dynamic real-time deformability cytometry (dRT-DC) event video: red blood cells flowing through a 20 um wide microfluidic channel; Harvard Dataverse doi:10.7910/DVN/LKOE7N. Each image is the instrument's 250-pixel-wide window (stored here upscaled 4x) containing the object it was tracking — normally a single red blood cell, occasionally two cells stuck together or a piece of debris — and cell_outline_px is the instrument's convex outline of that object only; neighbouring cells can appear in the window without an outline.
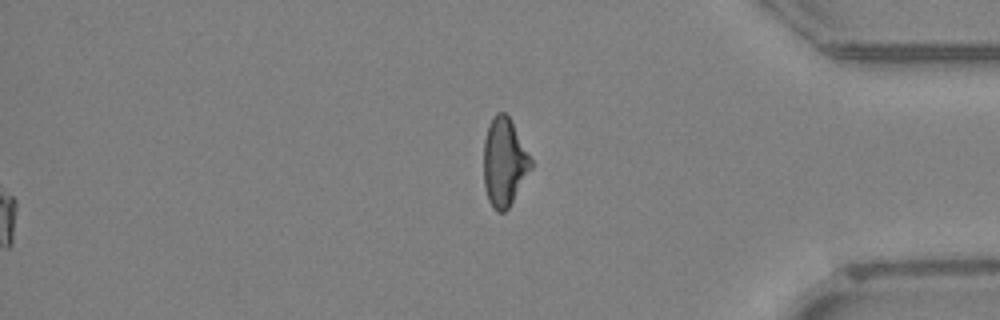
{"species": "Egyptian fruit bat (a non-hibernating species)", "species_latin": "Rousettus aegyptiacus", "temperature_condition": "warm", "stored_images_in_passage": 61, "segment_of_instrument_passage": [2, 2], "camera_frame_rate_fps": 3000, "um_per_image_px": 0.085, "animal": {"sex": "female"}, "frame": {"image": 1, "passage_image": 61, "time_ms": 20.0, "image_size_px": [1000, 320], "cell_outline_px": [[532, 168], [508, 208], [504, 212], [496, 212], [492, 208], [488, 200], [484, 188], [484, 140], [488, 124], [492, 116], [496, 112], [504, 112], [508, 116], [532, 160]], "centroid_in_image_um": [42.83, 13.8], "position_along_channel_um": 392.4, "area_um2": 24.22}}